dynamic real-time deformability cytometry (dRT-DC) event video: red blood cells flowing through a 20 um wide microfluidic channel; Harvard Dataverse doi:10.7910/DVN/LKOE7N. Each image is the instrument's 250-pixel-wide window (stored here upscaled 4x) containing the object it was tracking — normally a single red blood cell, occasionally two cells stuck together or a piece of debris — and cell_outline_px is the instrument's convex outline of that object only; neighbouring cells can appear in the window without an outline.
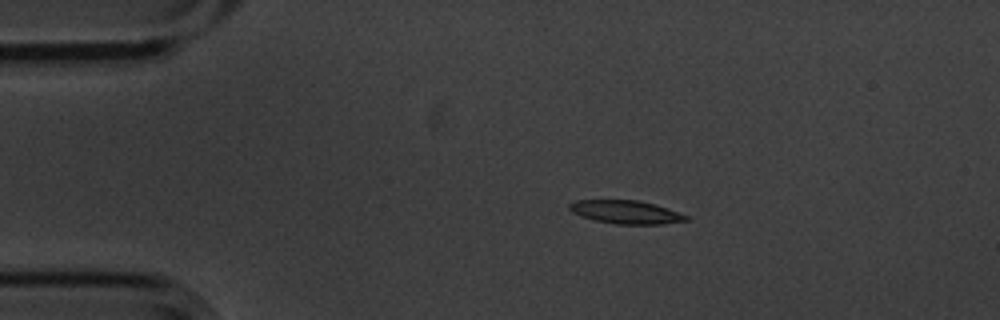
{"species": "common noctule bat (a hibernating species)", "species_latin": "Nyctalus noctula", "temperature_condition": "cold", "stored_images_in_passage": 15, "camera_frame_rate_fps": 3000, "um_per_image_px": 0.085, "animal": {"sex": "male", "body_mass_g": 20.1, "forearm_length_mm": 53.5}, "frame": {"image": 1, "passage_image": 4, "time_ms": 1.0, "image_size_px": [1000, 320], "cell_outline_px": [[688, 220], [660, 224], [616, 224], [596, 220], [580, 216], [572, 212], [568, 208], [568, 204], [576, 200], [640, 200], [656, 204], [688, 216]], "centroid_in_image_um": [53.17, 18.01], "position_along_channel_um": 31.8, "area_um2": 15.78}}
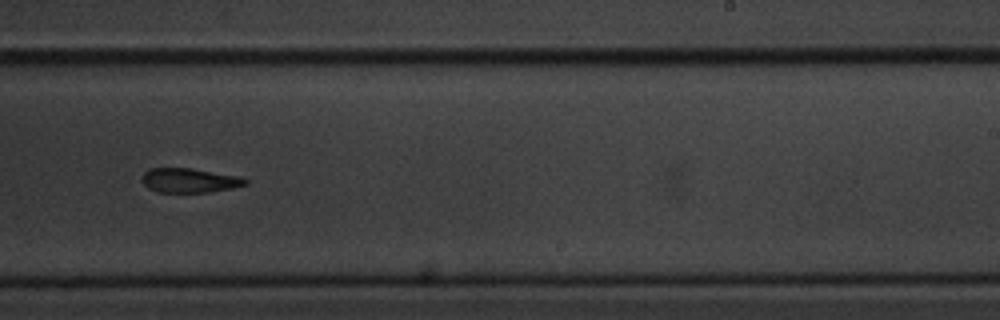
{"frame": {"image": 2, "passage_image": 10, "time_ms": 3.0, "image_size_px": [1000, 320], "cell_outline_px": [[248, 184], [232, 188], [208, 192], [156, 192], [148, 188], [140, 180], [140, 176], [148, 168], [192, 168], [240, 176], [248, 180]], "centroid_in_image_um": [16.07, 15.33], "position_along_channel_um": 272.9, "area_um2": 14.91}}
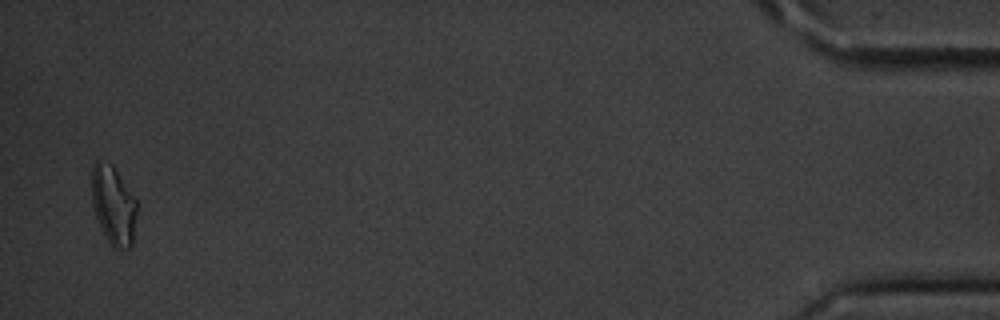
{"frame": {"image": 3, "passage_image": 15, "time_ms": 4.667, "image_size_px": [1000, 320], "cell_outline_px": [[136, 212], [132, 244], [128, 248], [120, 252], [104, 236], [92, 208], [92, 168], [96, 160], [112, 164], [136, 200]], "centroid_in_image_um": [9.62, 17.47], "position_along_channel_um": 425.6, "area_um2": 20.58}}